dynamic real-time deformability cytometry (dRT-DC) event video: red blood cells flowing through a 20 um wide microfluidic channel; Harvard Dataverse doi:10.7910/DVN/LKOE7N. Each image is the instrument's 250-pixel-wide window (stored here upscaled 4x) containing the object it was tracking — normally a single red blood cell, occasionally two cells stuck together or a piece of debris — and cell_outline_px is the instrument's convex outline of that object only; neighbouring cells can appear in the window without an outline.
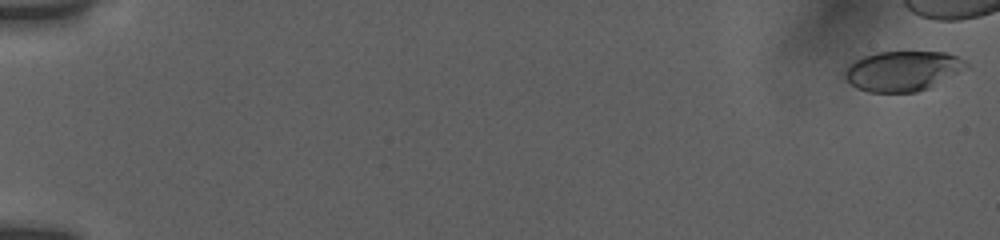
{"species": "human", "species_latin": "Homo sapiens", "temperature_condition": "room temperature", "stored_images_in_passage": 46, "camera_frame_rate_fps": 3000, "um_per_image_px": 0.085, "donor": {"sex": "female"}, "frame": {"image": 1, "passage_image": 1, "time_ms": 0.0, "image_size_px": [1000, 240], "cell_outline_px": [[972, 68], [928, 88], [916, 92], [868, 92], [856, 88], [844, 76], [844, 72], [848, 64], [864, 56], [876, 52], [944, 52], [956, 56], [964, 60]], "centroid_in_image_um": [76.77, 6.03], "position_along_channel_um": 8.2, "area_um2": 28.55}}
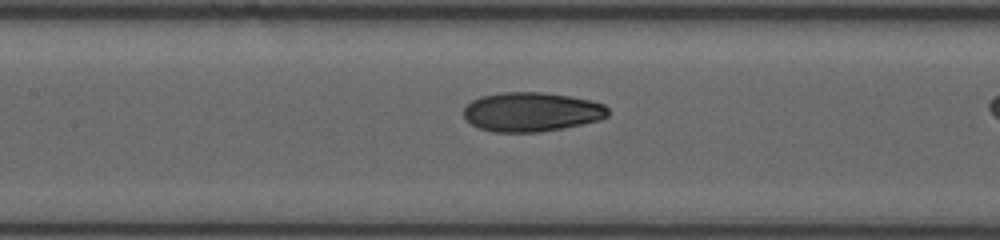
{"frame": {"image": 2, "passage_image": 26, "time_ms": 9.0, "image_size_px": [1000, 240], "cell_outline_px": [[608, 116], [600, 120], [564, 128], [540, 132], [492, 132], [480, 128], [464, 120], [464, 108], [472, 100], [480, 96], [500, 92], [540, 92], [568, 96], [592, 100], [604, 104], [608, 108]], "centroid_in_image_um": [45.17, 9.51], "position_along_channel_um": 162.2, "area_um2": 33.23}}
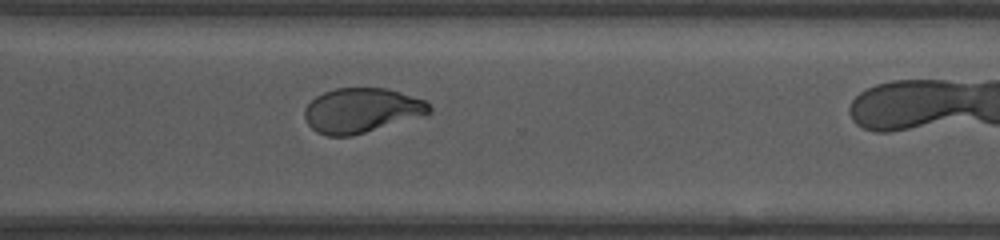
{"frame": {"image": 3, "passage_image": 39, "time_ms": 13.667, "image_size_px": [1000, 240], "cell_outline_px": [[432, 112], [352, 136], [328, 136], [316, 132], [308, 124], [304, 116], [304, 108], [316, 96], [324, 92], [336, 88], [388, 88], [428, 100], [432, 108]], "centroid_in_image_um": [30.73, 9.37], "position_along_channel_um": 339.9, "area_um2": 32.43}, "authors_computed_cell_mechanics": {"area_um2": 32.5703, "velocity_mm_per_s": 3.825, "shape_relaxation_time_tau1_ms": 6.0639, "shape_relaxation_time_tau2_ms": 1.1431, "deformation_change_tau1": 0.1974, "deformation_change_tau2": 0.0633}}